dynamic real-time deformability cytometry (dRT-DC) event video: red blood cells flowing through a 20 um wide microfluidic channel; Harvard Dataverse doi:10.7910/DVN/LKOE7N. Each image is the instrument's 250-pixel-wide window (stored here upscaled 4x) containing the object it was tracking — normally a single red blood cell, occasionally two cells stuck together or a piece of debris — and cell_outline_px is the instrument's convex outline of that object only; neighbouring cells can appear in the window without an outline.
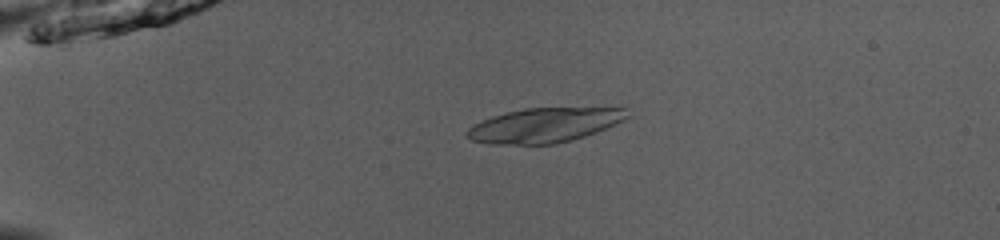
{"species": "common noctule bat (a hibernating species)", "species_latin": "Nyctalus noctula", "temperature_condition": "room temperature", "stored_images_in_passage": 52, "segment_of_instrument_passage": [1, 2], "camera_frame_rate_fps": 3000, "um_per_image_px": 0.085, "animal": {"sex": "male", "body_mass_g": 13.0, "forearm_length_mm": 53.1}, "frame": {"image": 1, "passage_image": 14, "time_ms": 4.333, "image_size_px": [1000, 240], "cell_outline_px": [[632, 116], [624, 120], [596, 132], [572, 140], [556, 144], [488, 144], [472, 140], [464, 136], [468, 128], [492, 116], [524, 108], [624, 108]], "centroid_in_image_um": [46.27, 10.65], "position_along_channel_um": 38.7, "area_um2": 32.08}}